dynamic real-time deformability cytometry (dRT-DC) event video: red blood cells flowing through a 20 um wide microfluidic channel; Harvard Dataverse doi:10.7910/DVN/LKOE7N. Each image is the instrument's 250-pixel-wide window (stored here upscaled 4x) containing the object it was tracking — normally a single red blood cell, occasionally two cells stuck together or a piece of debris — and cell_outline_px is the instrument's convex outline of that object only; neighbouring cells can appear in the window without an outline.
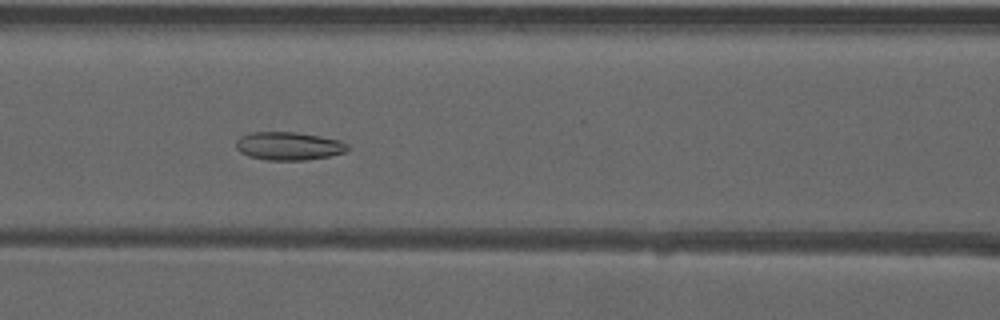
{"species": "common noctule bat (a hibernating species)", "species_latin": "Nyctalus noctula", "temperature_condition": "warm", "stored_images_in_passage": 35, "camera_frame_rate_fps": 3000, "um_per_image_px": 0.085, "animal": {"sex": "male", "forearm_length_mm": 52.5}, "frame": {"image": 1, "passage_image": 10, "time_ms": 3.0, "image_size_px": [1000, 320], "cell_outline_px": [[348, 148], [344, 152], [328, 156], [304, 160], [268, 160], [248, 156], [240, 152], [236, 148], [236, 140], [240, 136], [252, 132], [296, 132], [320, 136], [340, 140], [348, 144]], "centroid_in_image_um": [24.51, 12.4], "position_along_channel_um": 142.1, "area_um2": 18.26}}
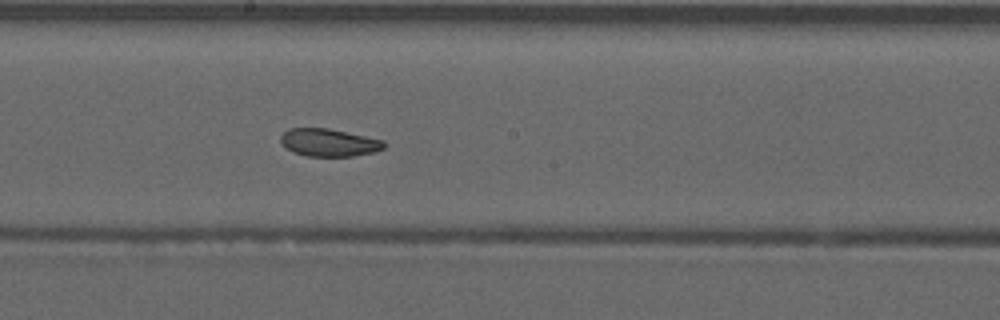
{"frame": {"image": 2, "passage_image": 16, "time_ms": 5.0, "image_size_px": [1000, 320], "cell_outline_px": [[388, 144], [384, 148], [372, 152], [352, 156], [308, 156], [292, 152], [280, 140], [280, 136], [288, 128], [328, 128], [384, 140]], "centroid_in_image_um": [27.97, 12.11], "position_along_channel_um": 220.2, "area_um2": 16.59}}
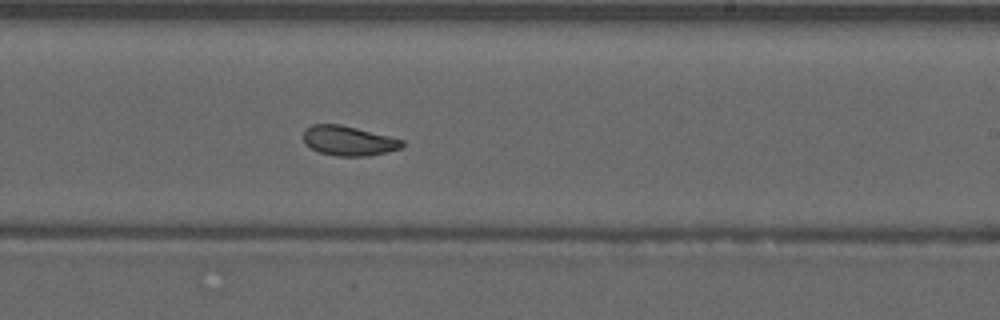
{"frame": {"image": 3, "passage_image": 19, "time_ms": 6.0, "image_size_px": [1000, 320], "cell_outline_px": [[404, 144], [400, 148], [388, 152], [368, 156], [336, 156], [320, 152], [304, 144], [304, 128], [312, 124], [340, 124], [404, 140]], "centroid_in_image_um": [29.61, 11.96], "position_along_channel_um": 259.4, "area_um2": 17.05}}